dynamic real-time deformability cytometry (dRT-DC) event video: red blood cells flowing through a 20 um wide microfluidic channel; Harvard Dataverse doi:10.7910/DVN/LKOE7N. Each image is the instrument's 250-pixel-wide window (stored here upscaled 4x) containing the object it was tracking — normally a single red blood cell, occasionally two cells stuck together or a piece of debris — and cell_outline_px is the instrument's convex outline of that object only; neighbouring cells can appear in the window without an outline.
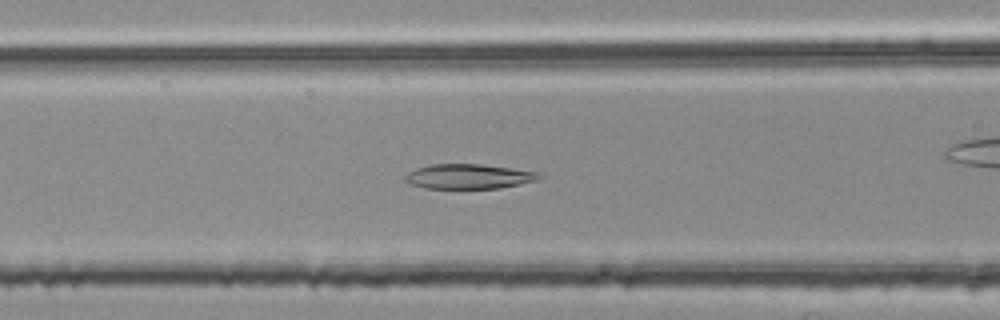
{"species": "common noctule bat (a hibernating species)", "species_latin": "Nyctalus noctula", "temperature_condition": "room temperature", "stored_images_in_passage": 53, "camera_frame_rate_fps": 3000, "um_per_image_px": 0.085, "animal": {"sex": "female", "body_mass_g": 25.1}, "frame": {"image": 1, "passage_image": 21, "time_ms": 6.667, "image_size_px": [1000, 320], "cell_outline_px": [[540, 176], [536, 180], [520, 184], [500, 188], [424, 188], [412, 184], [404, 180], [404, 176], [408, 172], [416, 168], [432, 164], [480, 164], [536, 172]], "centroid_in_image_um": [39.77, 15.0], "position_along_channel_um": 126.8, "area_um2": 19.02}}
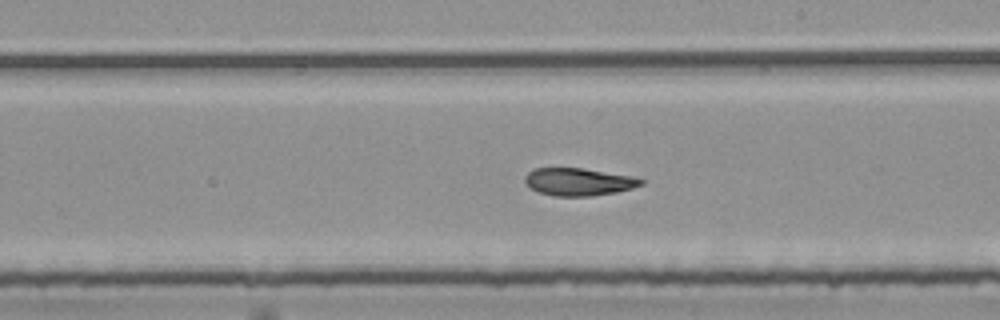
{"frame": {"image": 2, "passage_image": 30, "time_ms": 9.667, "image_size_px": [1000, 320], "cell_outline_px": [[644, 184], [632, 188], [616, 192], [592, 196], [556, 196], [540, 192], [532, 188], [524, 180], [524, 176], [528, 172], [536, 168], [584, 168], [636, 176], [644, 180]], "centroid_in_image_um": [49.24, 15.44], "position_along_channel_um": 239.8, "area_um2": 18.73}}
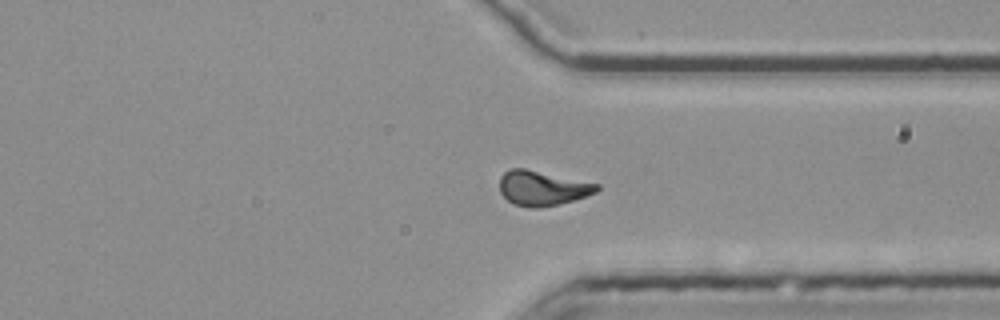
{"frame": {"image": 3, "passage_image": 40, "time_ms": 13.0, "image_size_px": [1000, 320], "cell_outline_px": [[600, 188], [596, 192], [560, 204], [536, 208], [532, 208], [512, 204], [500, 192], [500, 176], [508, 168], [524, 168], [600, 184]], "centroid_in_image_um": [46.07, 15.98], "position_along_channel_um": 365.3, "area_um2": 19.65}, "authors_computed_cell_mechanics": {"area_um2": 19.652, "velocity_mm_per_s": 3.7836, "shape_relaxation_time_tau1_ms": null, "shape_relaxation_time_tau2_ms": 2.1989, "deformation_change_tau1": null, "deformation_change_tau2": 0.0879}}